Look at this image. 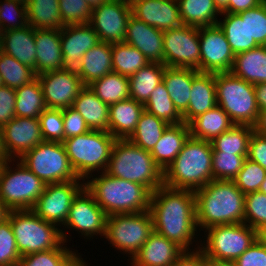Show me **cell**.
I'll return each instance as SVG.
<instances>
[{
    "label": "cell",
    "instance_id": "41",
    "mask_svg": "<svg viewBox=\"0 0 266 266\" xmlns=\"http://www.w3.org/2000/svg\"><path fill=\"white\" fill-rule=\"evenodd\" d=\"M253 126L235 124L231 129L211 141L213 153L248 154V142Z\"/></svg>",
    "mask_w": 266,
    "mask_h": 266
},
{
    "label": "cell",
    "instance_id": "68",
    "mask_svg": "<svg viewBox=\"0 0 266 266\" xmlns=\"http://www.w3.org/2000/svg\"><path fill=\"white\" fill-rule=\"evenodd\" d=\"M258 238L260 239V241L266 247V229L258 232Z\"/></svg>",
    "mask_w": 266,
    "mask_h": 266
},
{
    "label": "cell",
    "instance_id": "8",
    "mask_svg": "<svg viewBox=\"0 0 266 266\" xmlns=\"http://www.w3.org/2000/svg\"><path fill=\"white\" fill-rule=\"evenodd\" d=\"M215 85L218 106L235 124L253 126L260 112L254 85L231 72L215 73Z\"/></svg>",
    "mask_w": 266,
    "mask_h": 266
},
{
    "label": "cell",
    "instance_id": "58",
    "mask_svg": "<svg viewBox=\"0 0 266 266\" xmlns=\"http://www.w3.org/2000/svg\"><path fill=\"white\" fill-rule=\"evenodd\" d=\"M171 266H205V255L200 249L184 251Z\"/></svg>",
    "mask_w": 266,
    "mask_h": 266
},
{
    "label": "cell",
    "instance_id": "26",
    "mask_svg": "<svg viewBox=\"0 0 266 266\" xmlns=\"http://www.w3.org/2000/svg\"><path fill=\"white\" fill-rule=\"evenodd\" d=\"M190 100L187 109L182 113L187 125L199 115L216 107L215 73L199 72L192 80Z\"/></svg>",
    "mask_w": 266,
    "mask_h": 266
},
{
    "label": "cell",
    "instance_id": "1",
    "mask_svg": "<svg viewBox=\"0 0 266 266\" xmlns=\"http://www.w3.org/2000/svg\"><path fill=\"white\" fill-rule=\"evenodd\" d=\"M149 211L153 218V230L175 242L184 251L190 249L199 230L196 223L194 191L160 186L151 193ZM197 232V233H196ZM196 233V234H195Z\"/></svg>",
    "mask_w": 266,
    "mask_h": 266
},
{
    "label": "cell",
    "instance_id": "25",
    "mask_svg": "<svg viewBox=\"0 0 266 266\" xmlns=\"http://www.w3.org/2000/svg\"><path fill=\"white\" fill-rule=\"evenodd\" d=\"M36 76L64 69L60 30L35 29Z\"/></svg>",
    "mask_w": 266,
    "mask_h": 266
},
{
    "label": "cell",
    "instance_id": "69",
    "mask_svg": "<svg viewBox=\"0 0 266 266\" xmlns=\"http://www.w3.org/2000/svg\"><path fill=\"white\" fill-rule=\"evenodd\" d=\"M259 192L266 194V176H265V179L259 188Z\"/></svg>",
    "mask_w": 266,
    "mask_h": 266
},
{
    "label": "cell",
    "instance_id": "16",
    "mask_svg": "<svg viewBox=\"0 0 266 266\" xmlns=\"http://www.w3.org/2000/svg\"><path fill=\"white\" fill-rule=\"evenodd\" d=\"M131 15L129 0H107L101 6L93 8L89 24L100 42L123 43Z\"/></svg>",
    "mask_w": 266,
    "mask_h": 266
},
{
    "label": "cell",
    "instance_id": "60",
    "mask_svg": "<svg viewBox=\"0 0 266 266\" xmlns=\"http://www.w3.org/2000/svg\"><path fill=\"white\" fill-rule=\"evenodd\" d=\"M254 90L259 111L266 110V83L254 85Z\"/></svg>",
    "mask_w": 266,
    "mask_h": 266
},
{
    "label": "cell",
    "instance_id": "65",
    "mask_svg": "<svg viewBox=\"0 0 266 266\" xmlns=\"http://www.w3.org/2000/svg\"><path fill=\"white\" fill-rule=\"evenodd\" d=\"M7 161H11V159L9 158L5 150L4 142L2 139V132L0 129V162H7Z\"/></svg>",
    "mask_w": 266,
    "mask_h": 266
},
{
    "label": "cell",
    "instance_id": "50",
    "mask_svg": "<svg viewBox=\"0 0 266 266\" xmlns=\"http://www.w3.org/2000/svg\"><path fill=\"white\" fill-rule=\"evenodd\" d=\"M39 122L44 141L64 142L62 110L46 108L39 116Z\"/></svg>",
    "mask_w": 266,
    "mask_h": 266
},
{
    "label": "cell",
    "instance_id": "45",
    "mask_svg": "<svg viewBox=\"0 0 266 266\" xmlns=\"http://www.w3.org/2000/svg\"><path fill=\"white\" fill-rule=\"evenodd\" d=\"M65 242L58 248L22 256L16 266H63L76 252Z\"/></svg>",
    "mask_w": 266,
    "mask_h": 266
},
{
    "label": "cell",
    "instance_id": "48",
    "mask_svg": "<svg viewBox=\"0 0 266 266\" xmlns=\"http://www.w3.org/2000/svg\"><path fill=\"white\" fill-rule=\"evenodd\" d=\"M265 176L266 170L260 164L246 158L233 182L243 194H248L259 191Z\"/></svg>",
    "mask_w": 266,
    "mask_h": 266
},
{
    "label": "cell",
    "instance_id": "66",
    "mask_svg": "<svg viewBox=\"0 0 266 266\" xmlns=\"http://www.w3.org/2000/svg\"><path fill=\"white\" fill-rule=\"evenodd\" d=\"M215 6L218 8V10L222 13L227 7L229 0H213Z\"/></svg>",
    "mask_w": 266,
    "mask_h": 266
},
{
    "label": "cell",
    "instance_id": "29",
    "mask_svg": "<svg viewBox=\"0 0 266 266\" xmlns=\"http://www.w3.org/2000/svg\"><path fill=\"white\" fill-rule=\"evenodd\" d=\"M144 110V105L132 98L109 105L108 132L116 139H128Z\"/></svg>",
    "mask_w": 266,
    "mask_h": 266
},
{
    "label": "cell",
    "instance_id": "6",
    "mask_svg": "<svg viewBox=\"0 0 266 266\" xmlns=\"http://www.w3.org/2000/svg\"><path fill=\"white\" fill-rule=\"evenodd\" d=\"M116 138L107 131L90 130L65 139L67 156L78 178L86 180L95 171L105 172Z\"/></svg>",
    "mask_w": 266,
    "mask_h": 266
},
{
    "label": "cell",
    "instance_id": "2",
    "mask_svg": "<svg viewBox=\"0 0 266 266\" xmlns=\"http://www.w3.org/2000/svg\"><path fill=\"white\" fill-rule=\"evenodd\" d=\"M194 194L199 232L215 225L244 223L245 194L233 181L212 180Z\"/></svg>",
    "mask_w": 266,
    "mask_h": 266
},
{
    "label": "cell",
    "instance_id": "22",
    "mask_svg": "<svg viewBox=\"0 0 266 266\" xmlns=\"http://www.w3.org/2000/svg\"><path fill=\"white\" fill-rule=\"evenodd\" d=\"M124 43L137 48L149 62L164 64L163 32L133 15L127 23Z\"/></svg>",
    "mask_w": 266,
    "mask_h": 266
},
{
    "label": "cell",
    "instance_id": "64",
    "mask_svg": "<svg viewBox=\"0 0 266 266\" xmlns=\"http://www.w3.org/2000/svg\"><path fill=\"white\" fill-rule=\"evenodd\" d=\"M10 212H11V210L0 199V223L6 221L8 219Z\"/></svg>",
    "mask_w": 266,
    "mask_h": 266
},
{
    "label": "cell",
    "instance_id": "10",
    "mask_svg": "<svg viewBox=\"0 0 266 266\" xmlns=\"http://www.w3.org/2000/svg\"><path fill=\"white\" fill-rule=\"evenodd\" d=\"M204 235L200 250L205 257L228 262H234L258 238V232L245 223L211 226Z\"/></svg>",
    "mask_w": 266,
    "mask_h": 266
},
{
    "label": "cell",
    "instance_id": "38",
    "mask_svg": "<svg viewBox=\"0 0 266 266\" xmlns=\"http://www.w3.org/2000/svg\"><path fill=\"white\" fill-rule=\"evenodd\" d=\"M15 113L17 117L39 118L47 108L38 78L15 89Z\"/></svg>",
    "mask_w": 266,
    "mask_h": 266
},
{
    "label": "cell",
    "instance_id": "21",
    "mask_svg": "<svg viewBox=\"0 0 266 266\" xmlns=\"http://www.w3.org/2000/svg\"><path fill=\"white\" fill-rule=\"evenodd\" d=\"M132 15L164 32L183 25L177 0H129Z\"/></svg>",
    "mask_w": 266,
    "mask_h": 266
},
{
    "label": "cell",
    "instance_id": "9",
    "mask_svg": "<svg viewBox=\"0 0 266 266\" xmlns=\"http://www.w3.org/2000/svg\"><path fill=\"white\" fill-rule=\"evenodd\" d=\"M45 186L19 159L7 161L1 168L0 199L11 211L31 210Z\"/></svg>",
    "mask_w": 266,
    "mask_h": 266
},
{
    "label": "cell",
    "instance_id": "5",
    "mask_svg": "<svg viewBox=\"0 0 266 266\" xmlns=\"http://www.w3.org/2000/svg\"><path fill=\"white\" fill-rule=\"evenodd\" d=\"M105 172L141 184L151 193L163 185V171L155 164L150 151L128 139H116Z\"/></svg>",
    "mask_w": 266,
    "mask_h": 266
},
{
    "label": "cell",
    "instance_id": "67",
    "mask_svg": "<svg viewBox=\"0 0 266 266\" xmlns=\"http://www.w3.org/2000/svg\"><path fill=\"white\" fill-rule=\"evenodd\" d=\"M87 3L90 5V7L93 9L95 7L101 6L104 4L107 0H86Z\"/></svg>",
    "mask_w": 266,
    "mask_h": 266
},
{
    "label": "cell",
    "instance_id": "52",
    "mask_svg": "<svg viewBox=\"0 0 266 266\" xmlns=\"http://www.w3.org/2000/svg\"><path fill=\"white\" fill-rule=\"evenodd\" d=\"M21 258L10 220L0 223V266H16Z\"/></svg>",
    "mask_w": 266,
    "mask_h": 266
},
{
    "label": "cell",
    "instance_id": "39",
    "mask_svg": "<svg viewBox=\"0 0 266 266\" xmlns=\"http://www.w3.org/2000/svg\"><path fill=\"white\" fill-rule=\"evenodd\" d=\"M95 95L108 105L130 98L129 77L110 72L89 85Z\"/></svg>",
    "mask_w": 266,
    "mask_h": 266
},
{
    "label": "cell",
    "instance_id": "46",
    "mask_svg": "<svg viewBox=\"0 0 266 266\" xmlns=\"http://www.w3.org/2000/svg\"><path fill=\"white\" fill-rule=\"evenodd\" d=\"M244 223L257 232L266 229V194L259 191L245 194Z\"/></svg>",
    "mask_w": 266,
    "mask_h": 266
},
{
    "label": "cell",
    "instance_id": "56",
    "mask_svg": "<svg viewBox=\"0 0 266 266\" xmlns=\"http://www.w3.org/2000/svg\"><path fill=\"white\" fill-rule=\"evenodd\" d=\"M15 100L14 88L0 86V129L16 116Z\"/></svg>",
    "mask_w": 266,
    "mask_h": 266
},
{
    "label": "cell",
    "instance_id": "37",
    "mask_svg": "<svg viewBox=\"0 0 266 266\" xmlns=\"http://www.w3.org/2000/svg\"><path fill=\"white\" fill-rule=\"evenodd\" d=\"M27 24L34 29H56L63 27L59 0H28L26 3Z\"/></svg>",
    "mask_w": 266,
    "mask_h": 266
},
{
    "label": "cell",
    "instance_id": "23",
    "mask_svg": "<svg viewBox=\"0 0 266 266\" xmlns=\"http://www.w3.org/2000/svg\"><path fill=\"white\" fill-rule=\"evenodd\" d=\"M183 252L184 250L175 242L153 230L148 240L132 257L130 264L131 266H171Z\"/></svg>",
    "mask_w": 266,
    "mask_h": 266
},
{
    "label": "cell",
    "instance_id": "17",
    "mask_svg": "<svg viewBox=\"0 0 266 266\" xmlns=\"http://www.w3.org/2000/svg\"><path fill=\"white\" fill-rule=\"evenodd\" d=\"M200 72H230L235 54L218 24L199 28Z\"/></svg>",
    "mask_w": 266,
    "mask_h": 266
},
{
    "label": "cell",
    "instance_id": "43",
    "mask_svg": "<svg viewBox=\"0 0 266 266\" xmlns=\"http://www.w3.org/2000/svg\"><path fill=\"white\" fill-rule=\"evenodd\" d=\"M144 109L168 124L184 122L182 114L173 104L163 81L151 92L148 101L144 105Z\"/></svg>",
    "mask_w": 266,
    "mask_h": 266
},
{
    "label": "cell",
    "instance_id": "32",
    "mask_svg": "<svg viewBox=\"0 0 266 266\" xmlns=\"http://www.w3.org/2000/svg\"><path fill=\"white\" fill-rule=\"evenodd\" d=\"M230 72L252 85L266 83V46L236 54Z\"/></svg>",
    "mask_w": 266,
    "mask_h": 266
},
{
    "label": "cell",
    "instance_id": "70",
    "mask_svg": "<svg viewBox=\"0 0 266 266\" xmlns=\"http://www.w3.org/2000/svg\"><path fill=\"white\" fill-rule=\"evenodd\" d=\"M3 29H2V26H1V24H0V40H1V37H2V35H3Z\"/></svg>",
    "mask_w": 266,
    "mask_h": 266
},
{
    "label": "cell",
    "instance_id": "62",
    "mask_svg": "<svg viewBox=\"0 0 266 266\" xmlns=\"http://www.w3.org/2000/svg\"><path fill=\"white\" fill-rule=\"evenodd\" d=\"M63 266H88V264L77 251V254L75 253Z\"/></svg>",
    "mask_w": 266,
    "mask_h": 266
},
{
    "label": "cell",
    "instance_id": "44",
    "mask_svg": "<svg viewBox=\"0 0 266 266\" xmlns=\"http://www.w3.org/2000/svg\"><path fill=\"white\" fill-rule=\"evenodd\" d=\"M0 74L3 85L14 89L28 84L36 78L32 68L2 51H0Z\"/></svg>",
    "mask_w": 266,
    "mask_h": 266
},
{
    "label": "cell",
    "instance_id": "20",
    "mask_svg": "<svg viewBox=\"0 0 266 266\" xmlns=\"http://www.w3.org/2000/svg\"><path fill=\"white\" fill-rule=\"evenodd\" d=\"M60 37L64 69L76 70L82 56L100 43L89 23L65 25L60 29Z\"/></svg>",
    "mask_w": 266,
    "mask_h": 266
},
{
    "label": "cell",
    "instance_id": "7",
    "mask_svg": "<svg viewBox=\"0 0 266 266\" xmlns=\"http://www.w3.org/2000/svg\"><path fill=\"white\" fill-rule=\"evenodd\" d=\"M8 219L21 257L58 248L64 242L61 229L32 210L11 211Z\"/></svg>",
    "mask_w": 266,
    "mask_h": 266
},
{
    "label": "cell",
    "instance_id": "4",
    "mask_svg": "<svg viewBox=\"0 0 266 266\" xmlns=\"http://www.w3.org/2000/svg\"><path fill=\"white\" fill-rule=\"evenodd\" d=\"M92 175L86 179L85 188L107 216L149 210L151 192L145 186L113 177L106 172Z\"/></svg>",
    "mask_w": 266,
    "mask_h": 266
},
{
    "label": "cell",
    "instance_id": "61",
    "mask_svg": "<svg viewBox=\"0 0 266 266\" xmlns=\"http://www.w3.org/2000/svg\"><path fill=\"white\" fill-rule=\"evenodd\" d=\"M253 131L260 136L266 137V110L258 113L256 123L253 125Z\"/></svg>",
    "mask_w": 266,
    "mask_h": 266
},
{
    "label": "cell",
    "instance_id": "19",
    "mask_svg": "<svg viewBox=\"0 0 266 266\" xmlns=\"http://www.w3.org/2000/svg\"><path fill=\"white\" fill-rule=\"evenodd\" d=\"M5 150L12 160L20 159L26 152L43 142L39 118L15 116L1 128Z\"/></svg>",
    "mask_w": 266,
    "mask_h": 266
},
{
    "label": "cell",
    "instance_id": "53",
    "mask_svg": "<svg viewBox=\"0 0 266 266\" xmlns=\"http://www.w3.org/2000/svg\"><path fill=\"white\" fill-rule=\"evenodd\" d=\"M247 30L250 39L259 46H266V0L247 10Z\"/></svg>",
    "mask_w": 266,
    "mask_h": 266
},
{
    "label": "cell",
    "instance_id": "24",
    "mask_svg": "<svg viewBox=\"0 0 266 266\" xmlns=\"http://www.w3.org/2000/svg\"><path fill=\"white\" fill-rule=\"evenodd\" d=\"M0 47L2 52L32 68L36 74L35 29L31 25L3 32Z\"/></svg>",
    "mask_w": 266,
    "mask_h": 266
},
{
    "label": "cell",
    "instance_id": "35",
    "mask_svg": "<svg viewBox=\"0 0 266 266\" xmlns=\"http://www.w3.org/2000/svg\"><path fill=\"white\" fill-rule=\"evenodd\" d=\"M165 65L150 62L129 77L130 98L145 105L151 92L163 80Z\"/></svg>",
    "mask_w": 266,
    "mask_h": 266
},
{
    "label": "cell",
    "instance_id": "28",
    "mask_svg": "<svg viewBox=\"0 0 266 266\" xmlns=\"http://www.w3.org/2000/svg\"><path fill=\"white\" fill-rule=\"evenodd\" d=\"M112 71V44L106 42H100L89 49L76 69L83 86H89Z\"/></svg>",
    "mask_w": 266,
    "mask_h": 266
},
{
    "label": "cell",
    "instance_id": "72",
    "mask_svg": "<svg viewBox=\"0 0 266 266\" xmlns=\"http://www.w3.org/2000/svg\"><path fill=\"white\" fill-rule=\"evenodd\" d=\"M5 163H6V162H0V171H1L2 166H3Z\"/></svg>",
    "mask_w": 266,
    "mask_h": 266
},
{
    "label": "cell",
    "instance_id": "34",
    "mask_svg": "<svg viewBox=\"0 0 266 266\" xmlns=\"http://www.w3.org/2000/svg\"><path fill=\"white\" fill-rule=\"evenodd\" d=\"M224 16L218 20L219 27L223 30L232 52L236 55L249 51L259 45L248 36L247 10L240 13H221Z\"/></svg>",
    "mask_w": 266,
    "mask_h": 266
},
{
    "label": "cell",
    "instance_id": "51",
    "mask_svg": "<svg viewBox=\"0 0 266 266\" xmlns=\"http://www.w3.org/2000/svg\"><path fill=\"white\" fill-rule=\"evenodd\" d=\"M63 26L89 23L93 9L86 0H59Z\"/></svg>",
    "mask_w": 266,
    "mask_h": 266
},
{
    "label": "cell",
    "instance_id": "55",
    "mask_svg": "<svg viewBox=\"0 0 266 266\" xmlns=\"http://www.w3.org/2000/svg\"><path fill=\"white\" fill-rule=\"evenodd\" d=\"M235 266H266V247L257 238L235 261Z\"/></svg>",
    "mask_w": 266,
    "mask_h": 266
},
{
    "label": "cell",
    "instance_id": "3",
    "mask_svg": "<svg viewBox=\"0 0 266 266\" xmlns=\"http://www.w3.org/2000/svg\"><path fill=\"white\" fill-rule=\"evenodd\" d=\"M213 149L210 141L189 137L182 150L163 172V185L197 191L213 180Z\"/></svg>",
    "mask_w": 266,
    "mask_h": 266
},
{
    "label": "cell",
    "instance_id": "31",
    "mask_svg": "<svg viewBox=\"0 0 266 266\" xmlns=\"http://www.w3.org/2000/svg\"><path fill=\"white\" fill-rule=\"evenodd\" d=\"M199 73L198 70L182 67L166 66L163 82L173 104L182 114L189 105L192 80Z\"/></svg>",
    "mask_w": 266,
    "mask_h": 266
},
{
    "label": "cell",
    "instance_id": "73",
    "mask_svg": "<svg viewBox=\"0 0 266 266\" xmlns=\"http://www.w3.org/2000/svg\"><path fill=\"white\" fill-rule=\"evenodd\" d=\"M18 1L23 2V3L26 4L28 0H18Z\"/></svg>",
    "mask_w": 266,
    "mask_h": 266
},
{
    "label": "cell",
    "instance_id": "40",
    "mask_svg": "<svg viewBox=\"0 0 266 266\" xmlns=\"http://www.w3.org/2000/svg\"><path fill=\"white\" fill-rule=\"evenodd\" d=\"M168 125L164 120L144 110L128 140L146 151H151Z\"/></svg>",
    "mask_w": 266,
    "mask_h": 266
},
{
    "label": "cell",
    "instance_id": "71",
    "mask_svg": "<svg viewBox=\"0 0 266 266\" xmlns=\"http://www.w3.org/2000/svg\"><path fill=\"white\" fill-rule=\"evenodd\" d=\"M0 86H3V80H2L1 74H0Z\"/></svg>",
    "mask_w": 266,
    "mask_h": 266
},
{
    "label": "cell",
    "instance_id": "63",
    "mask_svg": "<svg viewBox=\"0 0 266 266\" xmlns=\"http://www.w3.org/2000/svg\"><path fill=\"white\" fill-rule=\"evenodd\" d=\"M205 266H235L234 262L217 261L205 257Z\"/></svg>",
    "mask_w": 266,
    "mask_h": 266
},
{
    "label": "cell",
    "instance_id": "12",
    "mask_svg": "<svg viewBox=\"0 0 266 266\" xmlns=\"http://www.w3.org/2000/svg\"><path fill=\"white\" fill-rule=\"evenodd\" d=\"M153 231L151 212L114 214L107 216L105 236L113 248L128 254L127 260L139 251Z\"/></svg>",
    "mask_w": 266,
    "mask_h": 266
},
{
    "label": "cell",
    "instance_id": "18",
    "mask_svg": "<svg viewBox=\"0 0 266 266\" xmlns=\"http://www.w3.org/2000/svg\"><path fill=\"white\" fill-rule=\"evenodd\" d=\"M40 82L44 103L49 109L64 110L72 107L84 87L76 70L61 69L36 76Z\"/></svg>",
    "mask_w": 266,
    "mask_h": 266
},
{
    "label": "cell",
    "instance_id": "36",
    "mask_svg": "<svg viewBox=\"0 0 266 266\" xmlns=\"http://www.w3.org/2000/svg\"><path fill=\"white\" fill-rule=\"evenodd\" d=\"M183 25L205 27L218 23L221 12L213 0H177Z\"/></svg>",
    "mask_w": 266,
    "mask_h": 266
},
{
    "label": "cell",
    "instance_id": "11",
    "mask_svg": "<svg viewBox=\"0 0 266 266\" xmlns=\"http://www.w3.org/2000/svg\"><path fill=\"white\" fill-rule=\"evenodd\" d=\"M19 161L45 184L85 181L74 172L65 146L60 142L43 141L26 152Z\"/></svg>",
    "mask_w": 266,
    "mask_h": 266
},
{
    "label": "cell",
    "instance_id": "30",
    "mask_svg": "<svg viewBox=\"0 0 266 266\" xmlns=\"http://www.w3.org/2000/svg\"><path fill=\"white\" fill-rule=\"evenodd\" d=\"M84 118L90 130H109V105L103 103L89 86H84L72 106Z\"/></svg>",
    "mask_w": 266,
    "mask_h": 266
},
{
    "label": "cell",
    "instance_id": "27",
    "mask_svg": "<svg viewBox=\"0 0 266 266\" xmlns=\"http://www.w3.org/2000/svg\"><path fill=\"white\" fill-rule=\"evenodd\" d=\"M190 137L189 126L182 122L169 124L161 138L150 151L155 164L164 172L173 162Z\"/></svg>",
    "mask_w": 266,
    "mask_h": 266
},
{
    "label": "cell",
    "instance_id": "57",
    "mask_svg": "<svg viewBox=\"0 0 266 266\" xmlns=\"http://www.w3.org/2000/svg\"><path fill=\"white\" fill-rule=\"evenodd\" d=\"M247 158L260 164L266 170V137L253 131L248 142Z\"/></svg>",
    "mask_w": 266,
    "mask_h": 266
},
{
    "label": "cell",
    "instance_id": "14",
    "mask_svg": "<svg viewBox=\"0 0 266 266\" xmlns=\"http://www.w3.org/2000/svg\"><path fill=\"white\" fill-rule=\"evenodd\" d=\"M164 65L200 72L199 28L182 25L163 32Z\"/></svg>",
    "mask_w": 266,
    "mask_h": 266
},
{
    "label": "cell",
    "instance_id": "54",
    "mask_svg": "<svg viewBox=\"0 0 266 266\" xmlns=\"http://www.w3.org/2000/svg\"><path fill=\"white\" fill-rule=\"evenodd\" d=\"M62 115L64 123V140L90 131L84 118L73 107L62 110Z\"/></svg>",
    "mask_w": 266,
    "mask_h": 266
},
{
    "label": "cell",
    "instance_id": "33",
    "mask_svg": "<svg viewBox=\"0 0 266 266\" xmlns=\"http://www.w3.org/2000/svg\"><path fill=\"white\" fill-rule=\"evenodd\" d=\"M234 125L229 115L218 105L188 124L191 137L210 142Z\"/></svg>",
    "mask_w": 266,
    "mask_h": 266
},
{
    "label": "cell",
    "instance_id": "49",
    "mask_svg": "<svg viewBox=\"0 0 266 266\" xmlns=\"http://www.w3.org/2000/svg\"><path fill=\"white\" fill-rule=\"evenodd\" d=\"M0 24L4 32L28 25L26 4L18 0H0Z\"/></svg>",
    "mask_w": 266,
    "mask_h": 266
},
{
    "label": "cell",
    "instance_id": "15",
    "mask_svg": "<svg viewBox=\"0 0 266 266\" xmlns=\"http://www.w3.org/2000/svg\"><path fill=\"white\" fill-rule=\"evenodd\" d=\"M85 187V181L46 184L43 194L31 209L41 219L62 227L74 198Z\"/></svg>",
    "mask_w": 266,
    "mask_h": 266
},
{
    "label": "cell",
    "instance_id": "59",
    "mask_svg": "<svg viewBox=\"0 0 266 266\" xmlns=\"http://www.w3.org/2000/svg\"><path fill=\"white\" fill-rule=\"evenodd\" d=\"M265 0H229L228 7L222 13H240L255 8Z\"/></svg>",
    "mask_w": 266,
    "mask_h": 266
},
{
    "label": "cell",
    "instance_id": "47",
    "mask_svg": "<svg viewBox=\"0 0 266 266\" xmlns=\"http://www.w3.org/2000/svg\"><path fill=\"white\" fill-rule=\"evenodd\" d=\"M247 155H235L232 153L212 154L213 180L233 181L241 170Z\"/></svg>",
    "mask_w": 266,
    "mask_h": 266
},
{
    "label": "cell",
    "instance_id": "42",
    "mask_svg": "<svg viewBox=\"0 0 266 266\" xmlns=\"http://www.w3.org/2000/svg\"><path fill=\"white\" fill-rule=\"evenodd\" d=\"M148 63H150L149 60L137 48L124 42L112 44L114 72L130 77Z\"/></svg>",
    "mask_w": 266,
    "mask_h": 266
},
{
    "label": "cell",
    "instance_id": "13",
    "mask_svg": "<svg viewBox=\"0 0 266 266\" xmlns=\"http://www.w3.org/2000/svg\"><path fill=\"white\" fill-rule=\"evenodd\" d=\"M107 214L96 203L93 195L84 187L74 198L69 209L68 217L62 226L61 235L63 241L67 242L66 229L81 233L85 239L98 235L105 236ZM64 230V231H63Z\"/></svg>",
    "mask_w": 266,
    "mask_h": 266
}]
</instances>
